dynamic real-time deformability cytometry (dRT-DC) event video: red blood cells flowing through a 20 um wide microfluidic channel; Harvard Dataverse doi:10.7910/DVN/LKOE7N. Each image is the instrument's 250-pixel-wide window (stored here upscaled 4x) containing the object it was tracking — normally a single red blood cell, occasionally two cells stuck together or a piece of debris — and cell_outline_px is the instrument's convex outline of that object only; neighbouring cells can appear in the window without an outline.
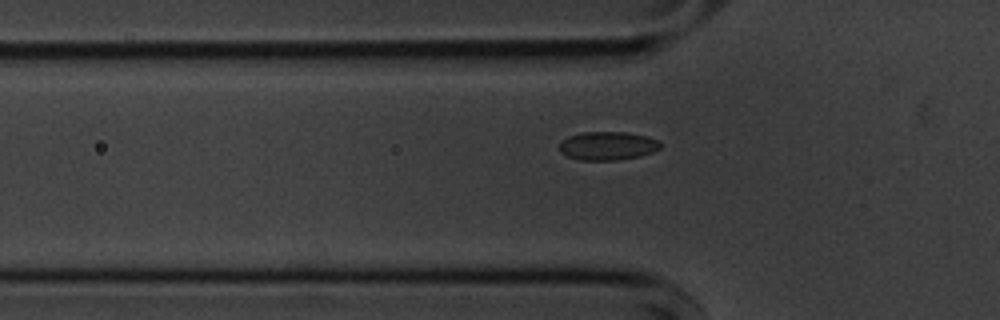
{"species": "common noctule bat (a hibernating species)", "species_latin": "Nyctalus noctula", "temperature_condition": "cold", "stored_images_in_passage": 33, "camera_frame_rate_fps": 3000, "um_per_image_px": 0.085, "animal": {"sex": "male", "body_mass_g": 20.1, "forearm_length_mm": 53.5}, "frame": {"image": 1, "passage_image": 3, "time_ms": 0.667, "image_size_px": [1000, 320], "cell_outline_px": [[660, 148], [652, 152], [640, 156], [620, 160], [580, 160], [568, 156], [560, 152], [560, 144], [568, 136], [584, 132], [628, 132], [648, 136], [656, 140], [660, 144]], "centroid_in_image_um": [51.66, 12.39], "position_along_channel_um": 74.1, "area_um2": 16.7}}
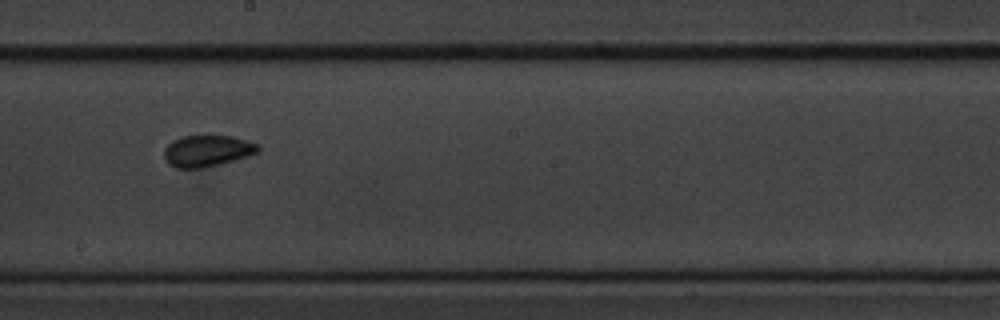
{"frame": {"image": 2, "passage_image": 16, "time_ms": 5.0, "image_size_px": [1000, 320], "cell_outline_px": [[260, 152], [248, 156], [216, 164], [196, 168], [176, 168], [168, 164], [164, 160], [164, 148], [172, 140], [184, 136], [208, 132], [232, 136], [260, 144]], "centroid_in_image_um": [17.61, 12.76], "position_along_channel_um": 230.6, "area_um2": 17.8}}
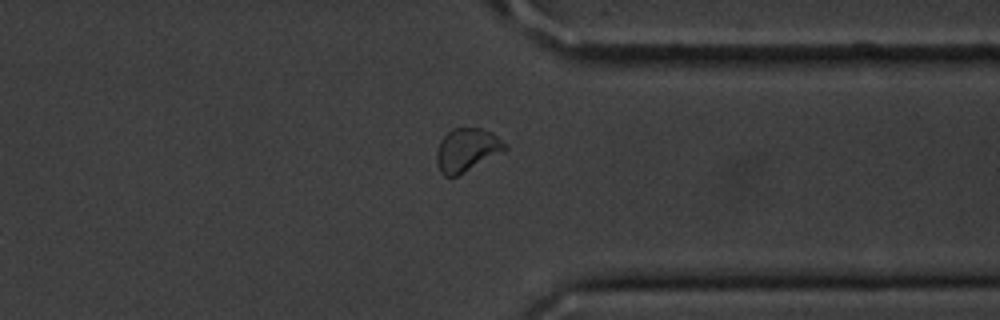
{"frame": {"image": 3, "passage_image": 28, "time_ms": 9.0, "image_size_px": [1000, 320], "cell_outline_px": [[508, 148], [464, 172], [456, 176], [444, 176], [440, 172], [436, 164], [436, 152], [440, 140], [452, 128], [480, 128], [492, 132], [508, 144]], "centroid_in_image_um": [39.66, 12.73], "position_along_channel_um": 371.7, "area_um2": 17.11}}